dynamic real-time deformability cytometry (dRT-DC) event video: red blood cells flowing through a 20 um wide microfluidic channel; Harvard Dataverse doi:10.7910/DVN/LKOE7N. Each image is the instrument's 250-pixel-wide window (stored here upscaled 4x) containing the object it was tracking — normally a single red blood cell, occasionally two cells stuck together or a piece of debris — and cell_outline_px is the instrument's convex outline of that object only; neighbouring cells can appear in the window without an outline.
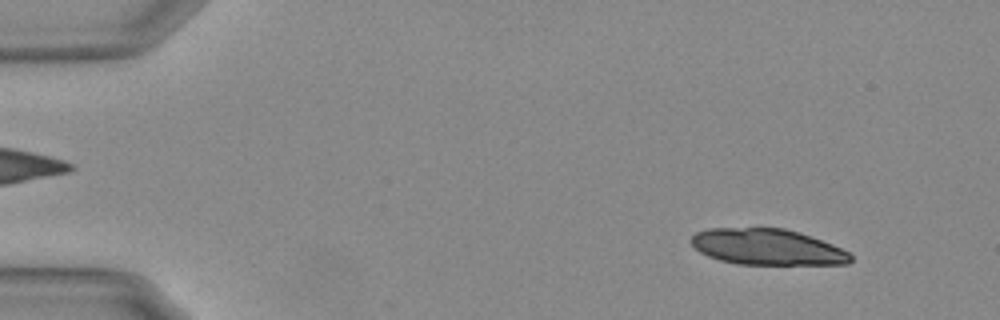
{"species": "Egyptian fruit bat (a non-hibernating species)", "species_latin": "Rousettus aegyptiacus", "temperature_condition": "warm", "stored_images_in_passage": 20, "camera_frame_rate_fps": 3000, "um_per_image_px": 0.085, "animal": {"sex": "female"}, "frame": {"image": 1, "passage_image": 5, "time_ms": 1.333, "image_size_px": [1000, 320], "cell_outline_px": [[852, 260], [848, 264], [736, 264], [720, 260], [708, 256], [700, 252], [688, 240], [696, 232], [708, 228], [784, 228], [800, 232], [832, 244], [848, 252], [852, 256]], "centroid_in_image_um": [65.19, 20.99], "position_along_channel_um": 19.8, "area_um2": 33.47}}